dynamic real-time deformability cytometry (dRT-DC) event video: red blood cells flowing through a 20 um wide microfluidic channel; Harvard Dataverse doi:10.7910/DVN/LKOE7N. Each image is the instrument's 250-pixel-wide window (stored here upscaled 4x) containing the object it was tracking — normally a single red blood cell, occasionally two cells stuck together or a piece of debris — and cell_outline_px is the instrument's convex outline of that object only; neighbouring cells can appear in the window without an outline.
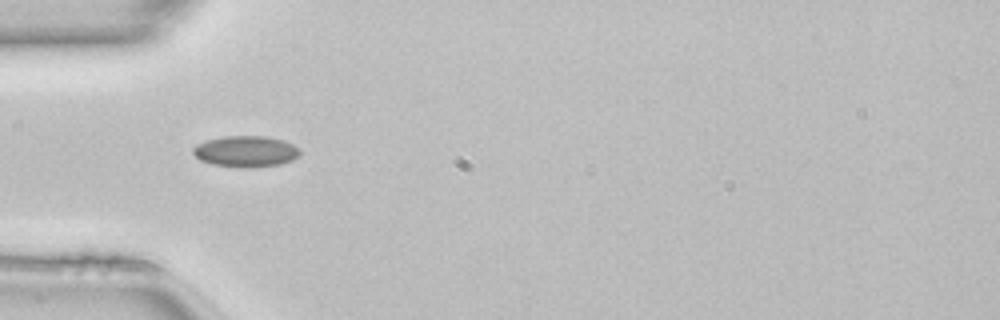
{"species": "common noctule bat (a hibernating species)", "species_latin": "Nyctalus noctula", "temperature_condition": "room temperature", "stored_images_in_passage": 35, "camera_frame_rate_fps": 3000, "um_per_image_px": 0.085, "animal": {"sex": "female", "body_mass_g": 22.7, "forearm_length_mm": 54.2}, "frame": {"image": 1, "passage_image": 1, "time_ms": 0.0, "image_size_px": [1000, 320], "cell_outline_px": [[300, 156], [292, 160], [280, 164], [252, 168], [248, 168], [212, 164], [200, 160], [192, 152], [192, 148], [196, 144], [208, 140], [224, 136], [264, 136], [284, 140], [300, 148]], "centroid_in_image_um": [20.91, 12.87], "position_along_channel_um": 64.1, "area_um2": 19.48}}
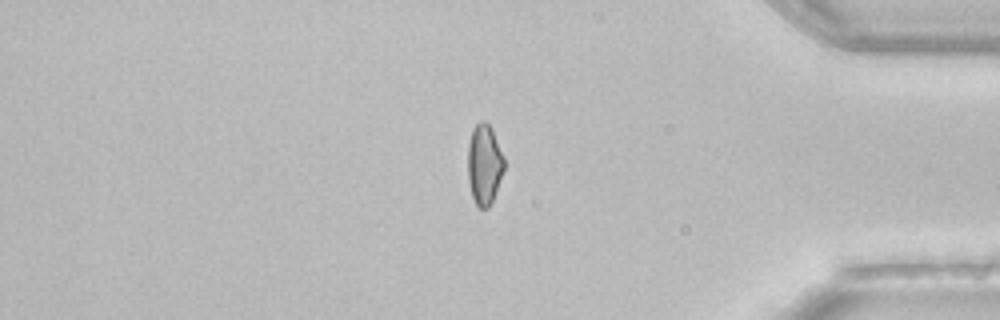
{"frame": {"image": 2, "passage_image": 27, "time_ms": 8.667, "image_size_px": [1000, 320], "cell_outline_px": [[504, 168], [496, 192], [488, 208], [480, 208], [476, 204], [472, 196], [468, 180], [468, 144], [472, 128], [480, 120], [484, 120], [492, 128], [504, 156]], "centroid_in_image_um": [41.16, 13.94], "position_along_channel_um": 394.0, "area_um2": 17.11}}
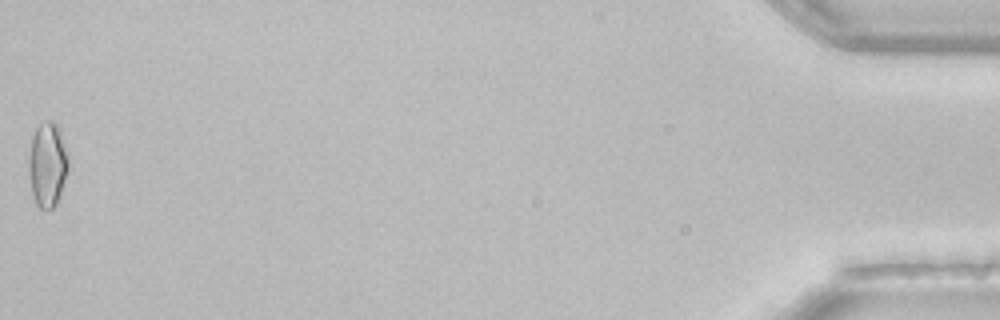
{"frame": {"image": 3, "passage_image": 35, "time_ms": 11.333, "image_size_px": [1000, 320], "cell_outline_px": [[68, 168], [60, 196], [56, 204], [52, 208], [44, 212], [36, 204], [32, 192], [28, 168], [28, 160], [32, 136], [36, 128], [40, 124], [48, 120], [52, 120], [56, 124], [60, 132], [68, 152]], "centroid_in_image_um": [4.03, 14.01], "position_along_channel_um": 431.2, "area_um2": 19.65}, "authors_computed_cell_mechanics": {"area_um2": 17.918, "velocity_mm_per_s": 4.1436, "shape_relaxation_time_tau1_ms": null, "shape_relaxation_time_tau2_ms": 2.3969, "deformation_change_tau1": null, "deformation_change_tau2": 0.0631}}